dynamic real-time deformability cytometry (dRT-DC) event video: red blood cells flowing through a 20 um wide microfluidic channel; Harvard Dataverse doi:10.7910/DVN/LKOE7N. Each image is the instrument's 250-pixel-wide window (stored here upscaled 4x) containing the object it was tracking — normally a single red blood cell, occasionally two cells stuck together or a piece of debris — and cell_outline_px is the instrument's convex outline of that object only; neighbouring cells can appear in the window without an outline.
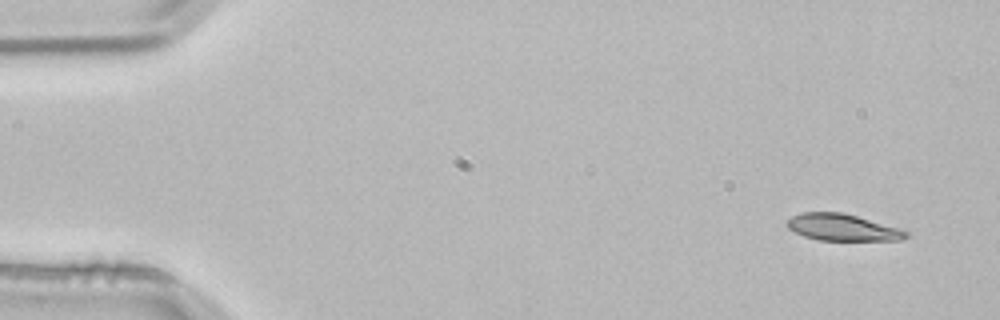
{"species": "common noctule bat (a hibernating species)", "species_latin": "Nyctalus noctula", "temperature_condition": "room temperature", "stored_images_in_passage": 3, "camera_frame_rate_fps": 3000, "um_per_image_px": 0.085, "animal": {"sex": "male", "body_mass_g": 21.5, "forearm_length_mm": 52.0}, "frame": {"image": 1, "passage_image": 1, "time_ms": 0.0, "image_size_px": [1000, 320], "cell_outline_px": [[908, 236], [904, 240], [820, 240], [804, 236], [788, 228], [784, 224], [792, 216], [800, 212], [840, 212], [856, 216], [900, 228], [908, 232]], "centroid_in_image_um": [71.6, 19.33], "position_along_channel_um": 13.4, "area_um2": 18.44}}
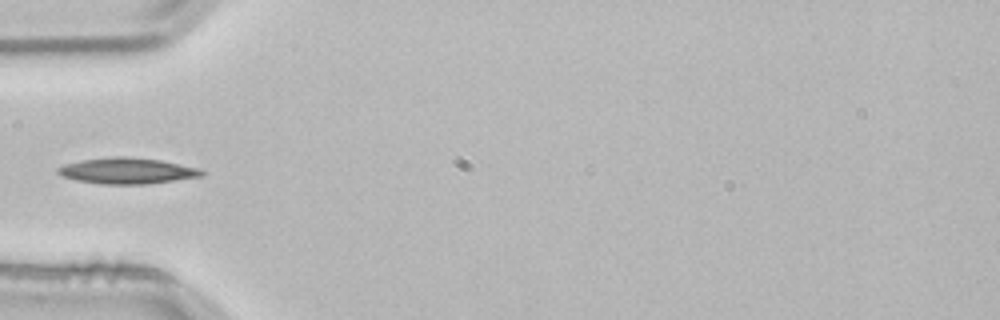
{"frame": {"image": 2, "passage_image": 3, "time_ms": 0.667, "image_size_px": [1000, 320], "cell_outline_px": [[204, 176], [144, 184], [104, 184], [76, 180], [64, 176], [56, 172], [56, 168], [64, 164], [80, 160], [112, 156], [124, 156], [160, 160], [196, 168], [204, 172]], "centroid_in_image_um": [10.75, 14.51], "position_along_channel_um": 74.2, "area_um2": 21.56}}